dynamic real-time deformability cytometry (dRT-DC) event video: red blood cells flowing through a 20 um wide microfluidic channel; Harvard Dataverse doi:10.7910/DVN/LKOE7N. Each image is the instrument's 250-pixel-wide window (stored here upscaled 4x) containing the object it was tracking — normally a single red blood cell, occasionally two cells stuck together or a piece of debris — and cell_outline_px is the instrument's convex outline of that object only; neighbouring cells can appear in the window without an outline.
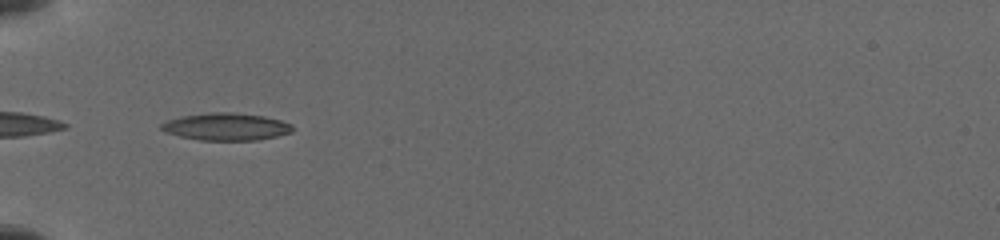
{"species": "common noctule bat (a hibernating species)", "species_latin": "Nyctalus noctula", "temperature_condition": "cold", "stored_images_in_passage": 14, "camera_frame_rate_fps": 3000, "um_per_image_px": 0.085, "animal": {"sex": "female", "body_mass_g": 19.5, "forearm_length_mm": 54.1}, "frame": {"image": 1, "passage_image": 1, "time_ms": 0.0, "image_size_px": [1000, 240], "cell_outline_px": [[292, 132], [276, 136], [256, 140], [200, 140], [180, 136], [164, 132], [160, 128], [160, 124], [168, 120], [180, 116], [212, 112], [232, 112], [264, 116], [280, 120], [292, 124]], "centroid_in_image_um": [19.2, 10.76], "position_along_channel_um": 65.8, "area_um2": 20.87}}
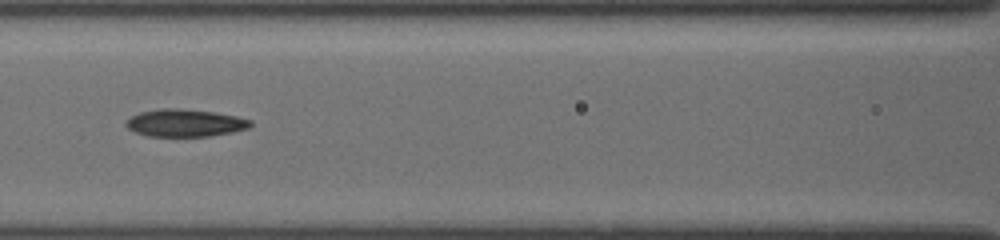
{"frame": {"image": 2, "passage_image": 8, "time_ms": 2.333, "image_size_px": [1000, 240], "cell_outline_px": [[252, 124], [248, 128], [232, 132], [208, 136], [148, 136], [136, 132], [128, 128], [124, 124], [132, 116], [140, 112], [164, 108], [176, 108], [216, 112], [236, 116], [252, 120]], "centroid_in_image_um": [15.74, 10.45], "position_along_channel_um": 150.9, "area_um2": 19.77}}
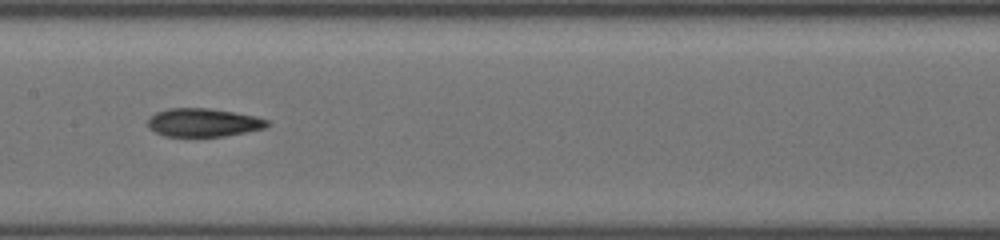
{"frame": {"image": 3, "passage_image": 13, "time_ms": 3.333, "image_size_px": [1000, 240], "cell_outline_px": [[268, 124], [264, 128], [224, 136], [164, 136], [148, 128], [148, 116], [156, 112], [168, 108], [208, 108], [256, 116], [268, 120]], "centroid_in_image_um": [17.23, 10.41], "position_along_channel_um": 190.2, "area_um2": 19.59}}